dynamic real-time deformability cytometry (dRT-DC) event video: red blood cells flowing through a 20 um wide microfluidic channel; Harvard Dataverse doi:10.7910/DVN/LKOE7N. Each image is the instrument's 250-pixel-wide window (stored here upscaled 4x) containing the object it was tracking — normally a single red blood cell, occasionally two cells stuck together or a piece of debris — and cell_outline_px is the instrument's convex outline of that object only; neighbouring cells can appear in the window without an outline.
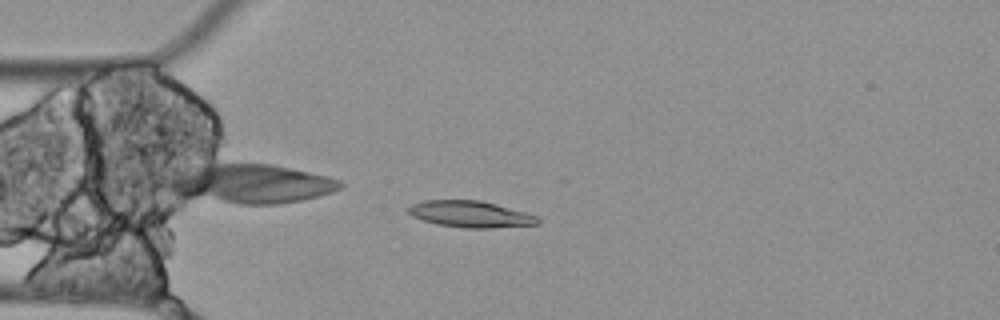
{"species": "Egyptian fruit bat (a non-hibernating species)", "species_latin": "Rousettus aegyptiacus", "temperature_condition": "cold", "stored_images_in_passage": 5, "camera_frame_rate_fps": 3000, "um_per_image_px": 0.085, "animal": {"sex": "female"}, "frame": {"image": 1, "passage_image": 5, "time_ms": 1.333, "image_size_px": [1000, 320], "cell_outline_px": [[540, 224], [492, 228], [464, 228], [436, 224], [412, 216], [408, 212], [408, 208], [412, 204], [424, 200], [480, 200], [496, 204], [524, 212], [536, 216], [540, 220]], "centroid_in_image_um": [39.98, 18.21], "position_along_channel_um": 45.0, "area_um2": 19.88}}